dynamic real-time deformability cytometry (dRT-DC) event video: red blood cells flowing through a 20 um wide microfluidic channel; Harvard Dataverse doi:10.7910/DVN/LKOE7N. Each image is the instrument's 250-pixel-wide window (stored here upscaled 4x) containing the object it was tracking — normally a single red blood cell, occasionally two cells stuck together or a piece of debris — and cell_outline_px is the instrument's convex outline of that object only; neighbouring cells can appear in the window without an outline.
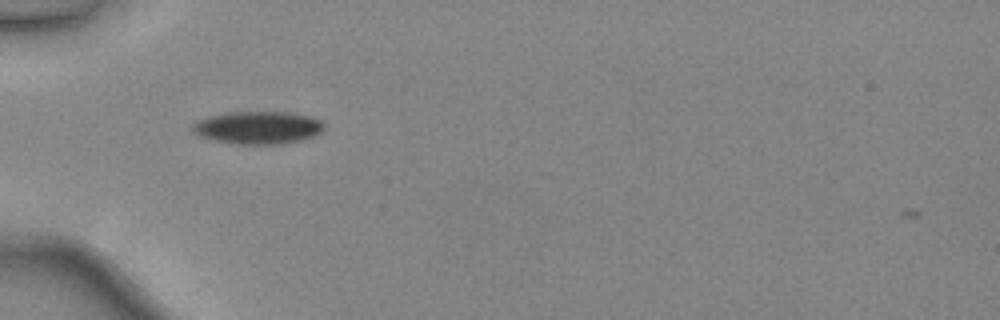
{"species": "common noctule bat (a hibernating species)", "species_latin": "Nyctalus noctula", "temperature_condition": "warm", "stored_images_in_passage": 32, "camera_frame_rate_fps": 3000, "um_per_image_px": 0.085, "animal": {"sex": "female", "body_mass_g": 24.6, "forearm_length_mm": 56.2}, "frame": {"image": 1, "passage_image": 1, "time_ms": 0.0, "image_size_px": [1000, 320], "cell_outline_px": [[324, 128], [316, 136], [300, 140], [280, 144], [240, 144], [208, 140], [196, 136], [192, 132], [192, 124], [196, 120], [208, 116], [232, 112], [288, 112], [312, 116], [324, 120]], "centroid_in_image_um": [21.9, 10.85], "position_along_channel_um": 63.1, "area_um2": 25.55}}
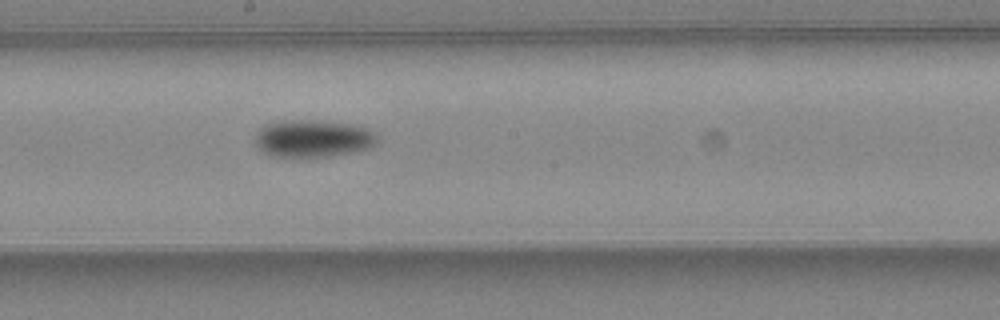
{"frame": {"image": 2, "passage_image": 12, "time_ms": 3.667, "image_size_px": [1000, 320], "cell_outline_px": [[380, 140], [372, 148], [352, 152], [328, 156], [296, 160], [268, 156], [260, 152], [256, 144], [256, 132], [264, 124], [280, 120], [308, 120], [352, 124], [368, 128]], "centroid_in_image_um": [26.54, 11.82], "position_along_channel_um": 221.7, "area_um2": 27.63}}
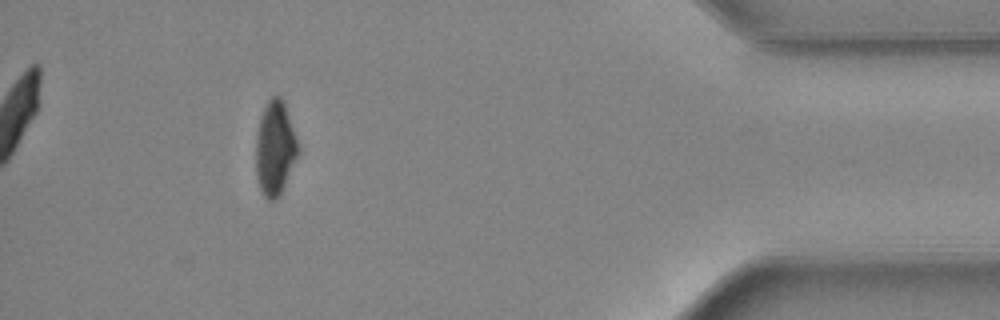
{"frame": {"image": 3, "passage_image": 28, "time_ms": 9.0, "image_size_px": [1000, 320], "cell_outline_px": [[300, 152], [280, 196], [272, 200], [268, 200], [264, 196], [260, 188], [256, 172], [256, 136], [260, 120], [264, 108], [268, 100], [272, 96], [280, 96], [284, 100], [300, 148]], "centroid_in_image_um": [23.4, 12.6], "position_along_channel_um": 411.8, "area_um2": 23.29}, "authors_computed_cell_mechanics": {"area_um2": 25.4609, "velocity_mm_per_s": 4.4714, "shape_relaxation_time_tau1_ms": 5.3339, "shape_relaxation_time_tau2_ms": null, "deformation_change_tau1": 0.1613, "deformation_change_tau2": null}}